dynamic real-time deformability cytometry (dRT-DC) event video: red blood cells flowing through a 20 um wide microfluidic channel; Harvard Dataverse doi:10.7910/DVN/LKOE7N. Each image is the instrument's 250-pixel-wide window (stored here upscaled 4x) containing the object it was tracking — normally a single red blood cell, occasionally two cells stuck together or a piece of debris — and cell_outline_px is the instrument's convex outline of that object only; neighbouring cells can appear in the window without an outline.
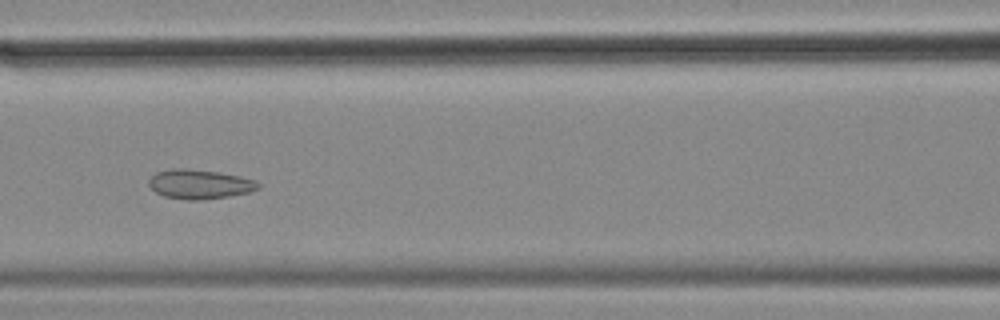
{"species": "common noctule bat (a hibernating species)", "species_latin": "Nyctalus noctula", "temperature_condition": "cold", "stored_images_in_passage": 58, "camera_frame_rate_fps": 3000, "um_per_image_px": 0.085, "animal": {"sex": "female", "body_mass_g": 18.4}, "frame": {"image": 1, "passage_image": 25, "time_ms": 8.0, "image_size_px": [1000, 320], "cell_outline_px": [[260, 188], [248, 192], [228, 196], [200, 200], [188, 200], [164, 196], [156, 192], [148, 184], [148, 180], [156, 172], [172, 168], [184, 168], [220, 172], [240, 176], [256, 180], [260, 184]], "centroid_in_image_um": [16.97, 15.64], "position_along_channel_um": 149.6, "area_um2": 18.73}}
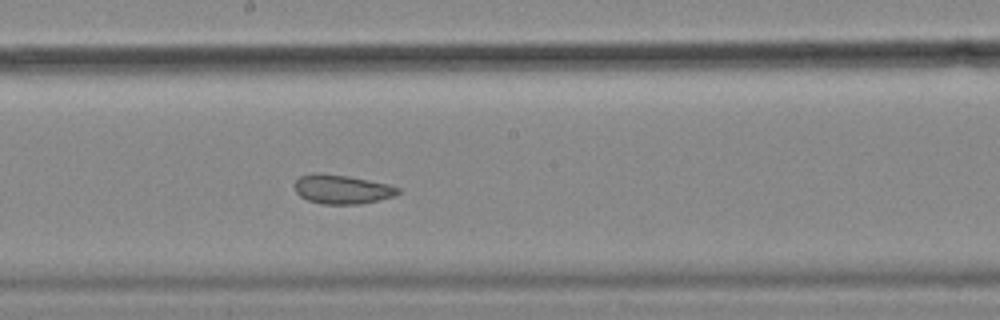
{"frame": {"image": 2, "passage_image": 31, "time_ms": 10.0, "image_size_px": [1000, 320], "cell_outline_px": [[400, 192], [392, 196], [360, 204], [324, 204], [308, 200], [300, 196], [296, 192], [292, 184], [300, 176], [316, 172], [320, 172], [348, 176], [388, 184], [400, 188]], "centroid_in_image_um": [29.01, 16.07], "position_along_channel_um": 219.2, "area_um2": 17.51}}
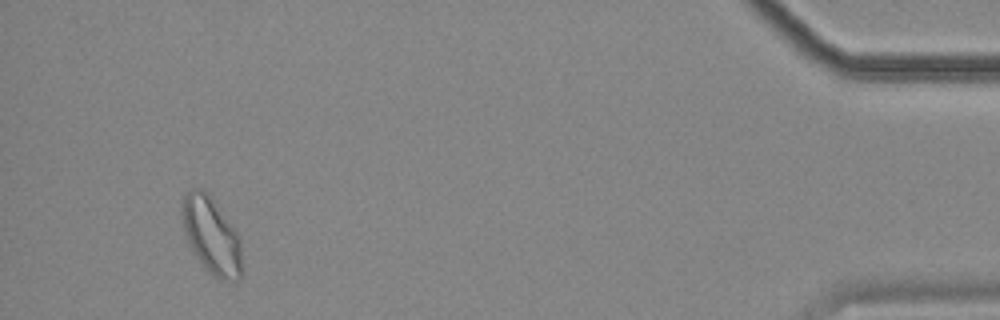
{"frame": {"image": 3, "passage_image": 54, "time_ms": 17.667, "image_size_px": [1000, 320], "cell_outline_px": [[244, 272], [240, 280], [220, 280], [208, 272], [204, 268], [192, 252], [188, 244], [180, 212], [180, 208], [184, 196], [192, 188], [204, 188], [208, 192], [240, 236], [244, 268]], "centroid_in_image_um": [18.0, 20.06], "position_along_channel_um": 417.2, "area_um2": 27.57}, "authors_computed_cell_mechanics": {"area_um2": 21.8195, "velocity_mm_per_s": 3.5049, "shape_relaxation_time_tau1_ms": null, "shape_relaxation_time_tau2_ms": 2.0884, "deformation_change_tau1": null, "deformation_change_tau2": 0.0716}}